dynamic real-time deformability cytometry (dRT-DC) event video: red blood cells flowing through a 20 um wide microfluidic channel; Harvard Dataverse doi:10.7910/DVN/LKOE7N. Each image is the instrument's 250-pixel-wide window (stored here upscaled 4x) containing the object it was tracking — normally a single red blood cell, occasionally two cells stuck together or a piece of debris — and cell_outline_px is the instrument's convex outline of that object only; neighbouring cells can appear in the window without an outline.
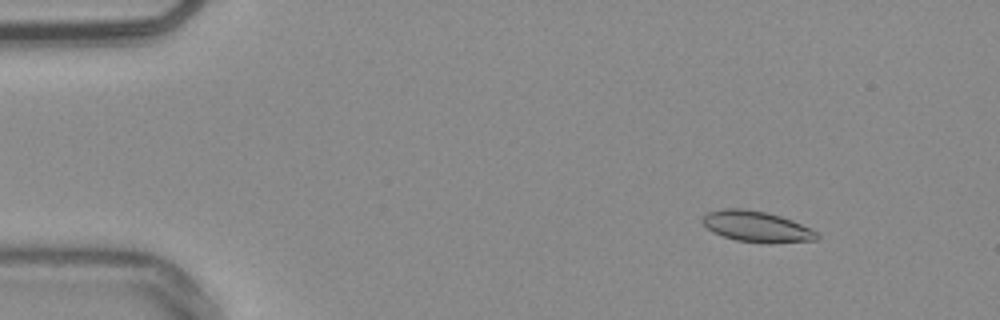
{"species": "common noctule bat (a hibernating species)", "species_latin": "Nyctalus noctula", "temperature_condition": "warm", "stored_images_in_passage": 49, "camera_frame_rate_fps": 3000, "um_per_image_px": 0.085, "animal": {"sex": "male", "body_mass_g": 20.4}, "frame": {"image": 1, "passage_image": 2, "time_ms": 0.333, "image_size_px": [1000, 320], "cell_outline_px": [[820, 236], [816, 240], [736, 240], [712, 232], [700, 220], [708, 212], [724, 208], [744, 208], [768, 212], [792, 220], [812, 228], [820, 232]], "centroid_in_image_um": [64.29, 19.19], "position_along_channel_um": 20.7, "area_um2": 19.77}}
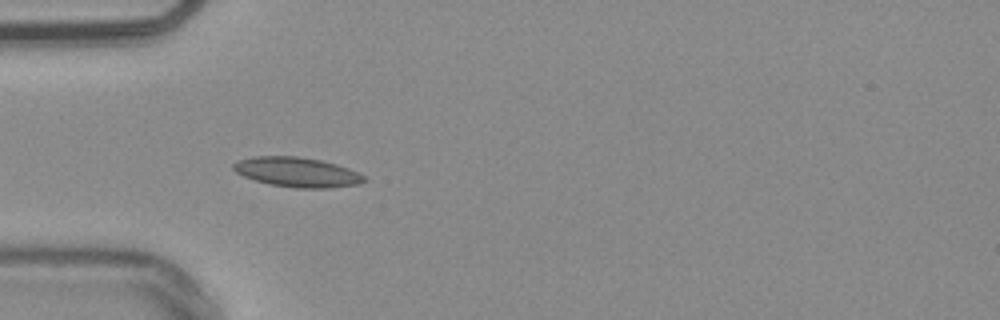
{"frame": {"image": 2, "passage_image": 12, "time_ms": 3.667, "image_size_px": [1000, 320], "cell_outline_px": [[368, 180], [360, 184], [332, 188], [296, 188], [268, 184], [244, 176], [236, 172], [232, 168], [232, 164], [240, 160], [256, 156], [296, 156], [320, 160], [336, 164], [348, 168], [364, 176]], "centroid_in_image_um": [25.28, 14.64], "position_along_channel_um": 59.7, "area_um2": 22.6}}
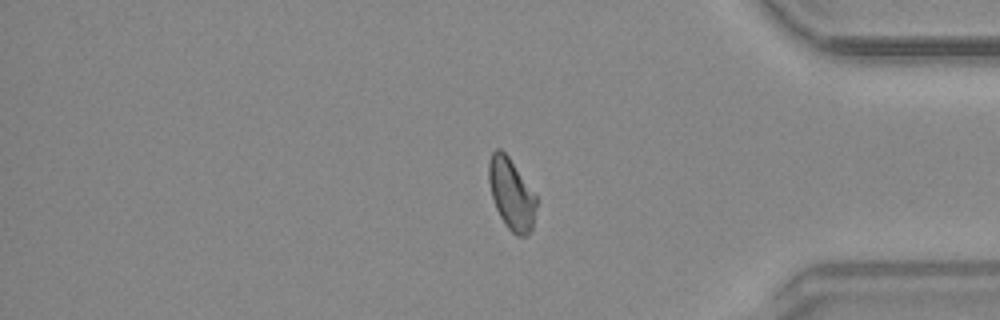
{"frame": {"image": 3, "passage_image": 40, "time_ms": 13.0, "image_size_px": [1000, 320], "cell_outline_px": [[536, 208], [532, 228], [524, 236], [516, 236], [504, 224], [496, 208], [492, 196], [488, 180], [488, 160], [492, 152], [496, 148], [500, 148], [508, 156], [536, 196]], "centroid_in_image_um": [43.44, 16.48], "position_along_channel_um": 391.8, "area_um2": 19.54}, "authors_computed_cell_mechanics": {"area_um2": 19.8832, "velocity_mm_per_s": 3.8145, "shape_relaxation_time_tau1_ms": 10.6578, "shape_relaxation_time_tau2_ms": 2.4176, "deformation_change_tau1": 0.1937, "deformation_change_tau2": 0.0557}}